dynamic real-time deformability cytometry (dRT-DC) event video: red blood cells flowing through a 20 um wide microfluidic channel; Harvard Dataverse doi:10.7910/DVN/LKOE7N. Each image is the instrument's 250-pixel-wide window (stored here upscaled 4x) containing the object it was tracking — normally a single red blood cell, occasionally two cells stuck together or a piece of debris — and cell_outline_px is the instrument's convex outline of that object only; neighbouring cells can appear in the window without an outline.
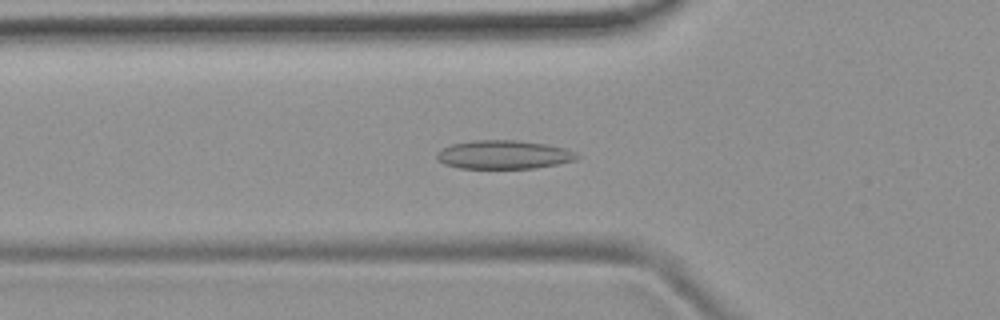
{"species": "common noctule bat (a hibernating species)", "species_latin": "Nyctalus noctula", "temperature_condition": "room temperature", "stored_images_in_passage": 51, "camera_frame_rate_fps": 3000, "um_per_image_px": 0.085, "animal": {"sex": "female", "body_mass_g": 19.9}, "frame": {"image": 1, "passage_image": 17, "time_ms": 5.333, "image_size_px": [1000, 320], "cell_outline_px": [[580, 156], [576, 160], [536, 168], [460, 168], [444, 164], [436, 160], [436, 152], [452, 144], [472, 140], [516, 140], [548, 144], [564, 148], [576, 152]], "centroid_in_image_um": [42.81, 13.14], "position_along_channel_um": 83.0, "area_um2": 23.47}}
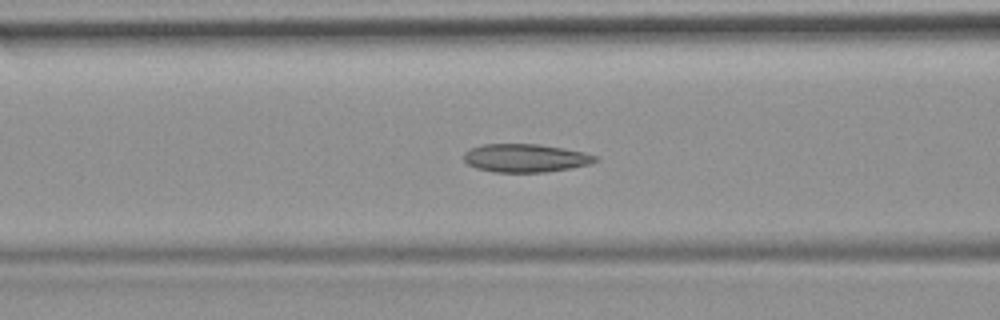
{"frame": {"image": 2, "passage_image": 20, "time_ms": 6.333, "image_size_px": [1000, 320], "cell_outline_px": [[596, 160], [592, 164], [572, 168], [544, 172], [492, 172], [476, 168], [468, 164], [464, 160], [464, 152], [472, 148], [484, 144], [536, 144], [584, 152], [596, 156]], "centroid_in_image_um": [44.65, 13.44], "position_along_channel_um": 122.0, "area_um2": 21.5}}
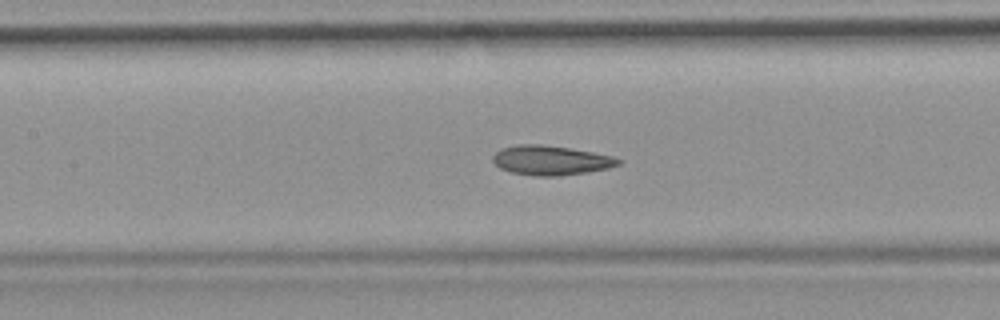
{"frame": {"image": 3, "passage_image": 23, "time_ms": 7.333, "image_size_px": [1000, 320], "cell_outline_px": [[624, 160], [620, 164], [608, 168], [588, 172], [560, 176], [536, 176], [512, 172], [500, 168], [492, 160], [492, 156], [500, 148], [516, 144], [540, 144], [568, 148], [592, 152], [612, 156]], "centroid_in_image_um": [46.82, 13.62], "position_along_channel_um": 160.6, "area_um2": 21.62}, "authors_computed_cell_mechanics": {"area_um2": 21.6172, "velocity_mm_per_s": 3.8575, "shape_relaxation_time_tau1_ms": null, "shape_relaxation_time_tau2_ms": 1.8465, "deformation_change_tau1": null, "deformation_change_tau2": 0.0626}}